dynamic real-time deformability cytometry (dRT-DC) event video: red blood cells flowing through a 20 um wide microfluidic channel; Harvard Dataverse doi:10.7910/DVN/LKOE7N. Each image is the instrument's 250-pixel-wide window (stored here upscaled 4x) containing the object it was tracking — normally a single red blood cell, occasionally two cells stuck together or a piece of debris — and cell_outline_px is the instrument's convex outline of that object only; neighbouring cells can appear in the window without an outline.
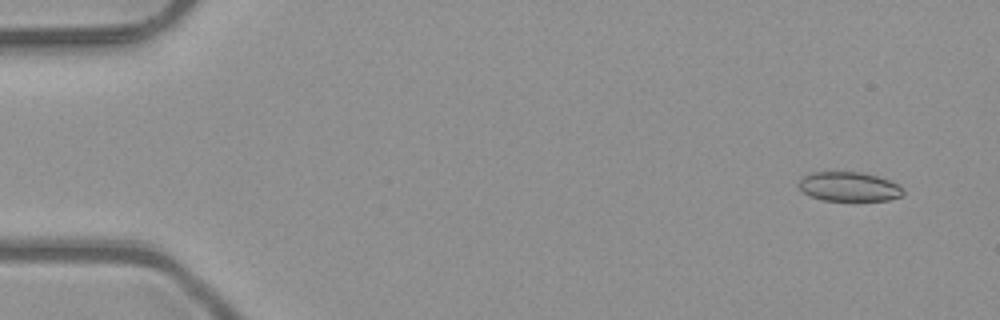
{"species": "common noctule bat (a hibernating species)", "species_latin": "Nyctalus noctula", "temperature_condition": "room temperature", "stored_images_in_passage": 5, "camera_frame_rate_fps": 3000, "um_per_image_px": 0.085, "animal": {"sex": "male", "body_mass_g": 23.1, "forearm_length_mm": 52.7}, "frame": {"image": 1, "passage_image": 2, "time_ms": 0.333, "image_size_px": [1000, 320], "cell_outline_px": [[904, 192], [900, 196], [888, 200], [856, 204], [824, 200], [812, 196], [804, 192], [796, 184], [804, 176], [812, 172], [860, 172], [876, 176], [888, 180], [896, 184]], "centroid_in_image_um": [72.16, 15.92], "position_along_channel_um": 12.8, "area_um2": 18.38}}